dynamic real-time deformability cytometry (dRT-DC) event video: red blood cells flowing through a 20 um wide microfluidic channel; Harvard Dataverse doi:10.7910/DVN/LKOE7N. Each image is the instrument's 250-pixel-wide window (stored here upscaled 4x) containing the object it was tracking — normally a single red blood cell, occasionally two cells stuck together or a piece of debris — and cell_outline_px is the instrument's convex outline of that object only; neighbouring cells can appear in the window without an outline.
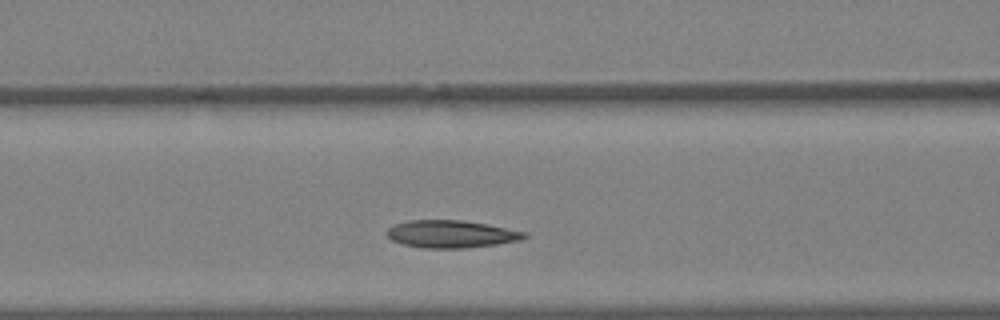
{"species": "Egyptian fruit bat (a non-hibernating species)", "species_latin": "Rousettus aegyptiacus", "temperature_condition": "warm", "stored_images_in_passage": 20, "camera_frame_rate_fps": 3000, "um_per_image_px": 0.085, "animal": {"sex": "female"}, "frame": {"image": 1, "passage_image": 4, "time_ms": 1.0, "image_size_px": [1000, 320], "cell_outline_px": [[528, 236], [520, 240], [496, 244], [464, 248], [424, 248], [404, 244], [392, 240], [388, 236], [388, 228], [396, 224], [408, 220], [460, 220], [484, 224], [528, 232]], "centroid_in_image_um": [38.37, 19.89], "position_along_channel_um": 128.2, "area_um2": 21.73}}
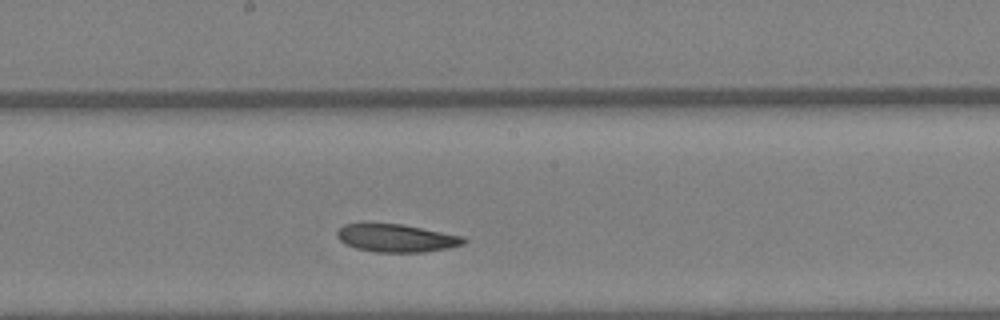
{"frame": {"image": 2, "passage_image": 9, "time_ms": 2.667, "image_size_px": [1000, 320], "cell_outline_px": [[468, 240], [464, 244], [448, 248], [424, 252], [376, 252], [356, 248], [344, 244], [336, 236], [336, 232], [344, 224], [400, 224], [464, 236]], "centroid_in_image_um": [33.71, 20.25], "position_along_channel_um": 214.5, "area_um2": 20.46}}
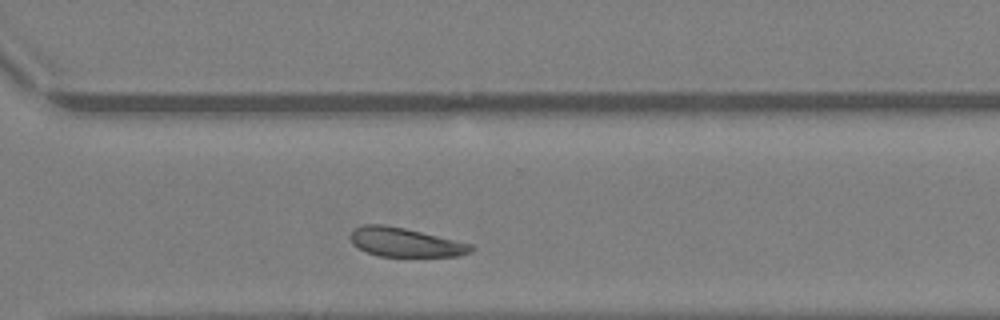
{"frame": {"image": 3, "passage_image": 16, "time_ms": 5.0, "image_size_px": [1000, 320], "cell_outline_px": [[476, 248], [472, 252], [460, 256], [380, 256], [368, 252], [352, 244], [352, 232], [356, 228], [364, 224], [384, 224], [404, 228], [472, 244]], "centroid_in_image_um": [34.5, 20.6], "position_along_channel_um": 336.1, "area_um2": 20.11}}